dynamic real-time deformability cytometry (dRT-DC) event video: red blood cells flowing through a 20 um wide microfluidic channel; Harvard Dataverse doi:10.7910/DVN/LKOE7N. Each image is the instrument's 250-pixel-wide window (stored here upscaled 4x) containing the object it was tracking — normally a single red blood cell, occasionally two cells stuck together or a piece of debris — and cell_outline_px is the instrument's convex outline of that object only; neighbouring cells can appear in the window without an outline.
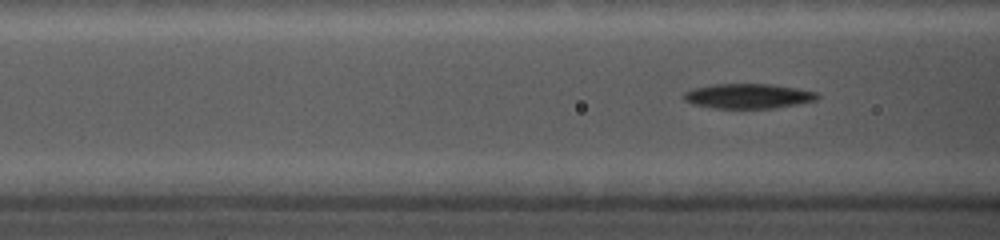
{"species": "common noctule bat (a hibernating species)", "species_latin": "Nyctalus noctula", "temperature_condition": "cold", "stored_images_in_passage": 53, "camera_frame_rate_fps": 5000, "um_per_image_px": 0.085, "animal": {"sex": "female", "body_mass_g": 19.0, "forearm_length_mm": 56.7}, "frame": {"image": 1, "passage_image": 17, "time_ms": 3.2, "image_size_px": [1000, 240], "cell_outline_px": [[820, 96], [816, 100], [776, 108], [712, 108], [692, 104], [684, 100], [680, 96], [684, 92], [692, 88], [712, 84], [768, 84], [796, 88], [816, 92]], "centroid_in_image_um": [63.52, 8.17], "position_along_channel_um": 103.1, "area_um2": 19.42}}
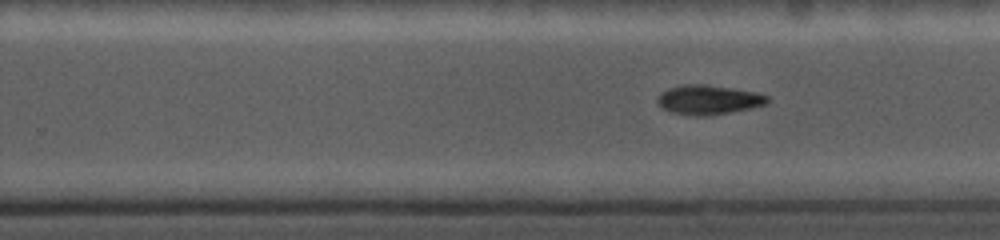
{"frame": {"image": 2, "passage_image": 39, "time_ms": 7.6, "image_size_px": [1000, 240], "cell_outline_px": [[768, 100], [764, 104], [748, 108], [708, 116], [696, 116], [672, 112], [660, 108], [656, 100], [660, 92], [668, 88], [684, 84], [704, 84], [756, 92], [768, 96]], "centroid_in_image_um": [60.13, 8.47], "position_along_channel_um": 269.7, "area_um2": 18.67}}
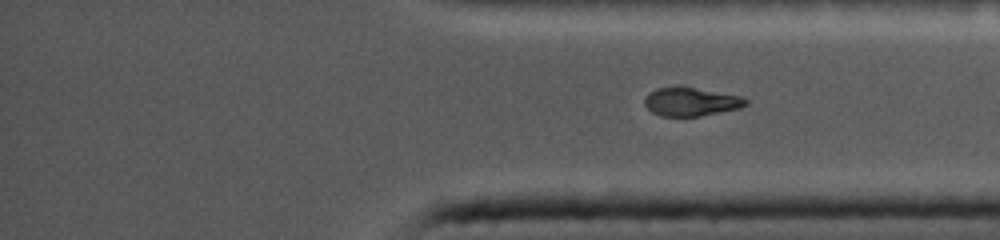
{"frame": {"image": 3, "passage_image": 53, "time_ms": 10.4, "image_size_px": [1000, 240], "cell_outline_px": [[748, 104], [740, 108], [700, 116], [660, 116], [652, 112], [644, 104], [644, 100], [648, 92], [656, 88], [676, 84], [744, 96], [748, 100]], "centroid_in_image_um": [58.73, 8.61], "position_along_channel_um": 376.5, "area_um2": 17.4}}